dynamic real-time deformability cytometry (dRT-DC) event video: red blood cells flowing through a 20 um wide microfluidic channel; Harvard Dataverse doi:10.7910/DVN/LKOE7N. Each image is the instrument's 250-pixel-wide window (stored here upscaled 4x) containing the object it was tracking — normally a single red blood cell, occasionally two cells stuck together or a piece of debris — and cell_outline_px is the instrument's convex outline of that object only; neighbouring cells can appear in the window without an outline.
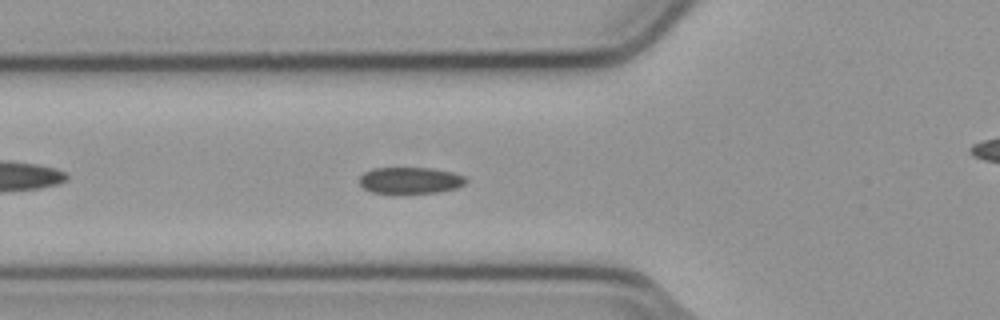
{"species": "common noctule bat (a hibernating species)", "species_latin": "Nyctalus noctula", "temperature_condition": "cold", "stored_images_in_passage": 44, "camera_frame_rate_fps": 3000, "um_per_image_px": 0.085, "animal": {"sex": "male", "body_mass_g": 23.1, "forearm_length_mm": 52.7}, "frame": {"image": 1, "passage_image": 8, "time_ms": 2.333, "image_size_px": [1000, 320], "cell_outline_px": [[468, 180], [464, 184], [456, 188], [436, 192], [400, 196], [392, 196], [372, 192], [364, 188], [360, 184], [360, 176], [364, 172], [372, 168], [432, 168], [452, 172], [464, 176]], "centroid_in_image_um": [34.83, 15.38], "position_along_channel_um": 91.0, "area_um2": 17.17}}
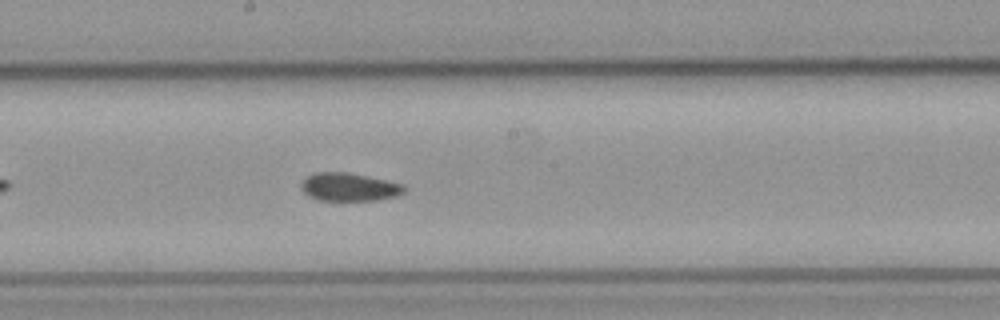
{"frame": {"image": 2, "passage_image": 18, "time_ms": 5.667, "image_size_px": [1000, 320], "cell_outline_px": [[404, 192], [396, 196], [376, 200], [316, 200], [308, 196], [300, 188], [300, 184], [308, 176], [316, 172], [348, 172], [368, 176], [404, 184]], "centroid_in_image_um": [29.65, 15.89], "position_along_channel_um": 218.5, "area_um2": 16.88}}
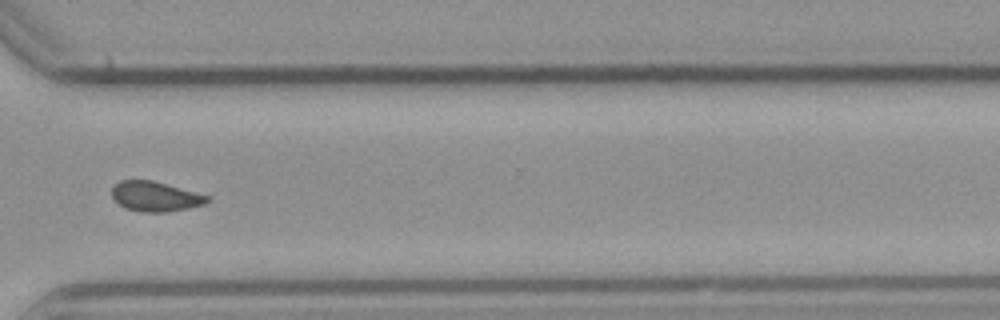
{"frame": {"image": 3, "passage_image": 29, "time_ms": 9.333, "image_size_px": [1000, 320], "cell_outline_px": [[212, 200], [204, 204], [188, 208], [168, 212], [140, 212], [124, 208], [112, 196], [112, 188], [120, 180], [152, 180], [208, 196]], "centroid_in_image_um": [13.19, 16.71], "position_along_channel_um": 357.4, "area_um2": 16.47}, "authors_computed_cell_mechanics": {"area_um2": 17.051, "velocity_mm_per_s": 3.7989, "shape_relaxation_time_tau1_ms": null, "shape_relaxation_time_tau2_ms": 3.8979, "deformation_change_tau1": null, "deformation_change_tau2": 0.0904}}